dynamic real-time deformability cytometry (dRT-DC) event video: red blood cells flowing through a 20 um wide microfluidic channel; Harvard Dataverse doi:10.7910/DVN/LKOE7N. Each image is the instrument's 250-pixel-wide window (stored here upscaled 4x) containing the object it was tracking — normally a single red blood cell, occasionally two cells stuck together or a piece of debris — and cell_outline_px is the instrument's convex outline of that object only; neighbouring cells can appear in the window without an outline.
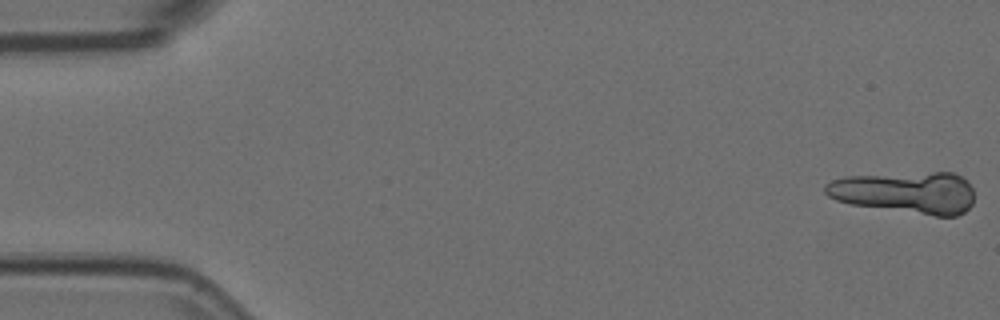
{"species": "Egyptian fruit bat (a non-hibernating species)", "species_latin": "Rousettus aegyptiacus", "temperature_condition": "room temperature", "stored_images_in_passage": 42, "camera_frame_rate_fps": 3000, "um_per_image_px": 0.085, "animal": {"sex": "female"}, "frame": {"image": 1, "passage_image": 1, "time_ms": 0.0, "image_size_px": [1000, 320], "cell_outline_px": [[972, 204], [964, 212], [956, 216], [936, 216], [852, 204], [836, 200], [828, 196], [824, 192], [824, 184], [832, 180], [844, 176], [932, 172], [952, 172], [960, 176], [972, 188]], "centroid_in_image_um": [76.95, 16.35], "position_along_channel_um": 8.0, "area_um2": 36.18}, "authors_computed_cell_mechanics": {"area_um2": 21.097, "velocity_mm_per_s": 3.739, "shape_relaxation_time_tau1_ms": 7.6945, "shape_relaxation_time_tau2_ms": null, "deformation_change_tau1": 0.2275, "deformation_change_tau2": null}}